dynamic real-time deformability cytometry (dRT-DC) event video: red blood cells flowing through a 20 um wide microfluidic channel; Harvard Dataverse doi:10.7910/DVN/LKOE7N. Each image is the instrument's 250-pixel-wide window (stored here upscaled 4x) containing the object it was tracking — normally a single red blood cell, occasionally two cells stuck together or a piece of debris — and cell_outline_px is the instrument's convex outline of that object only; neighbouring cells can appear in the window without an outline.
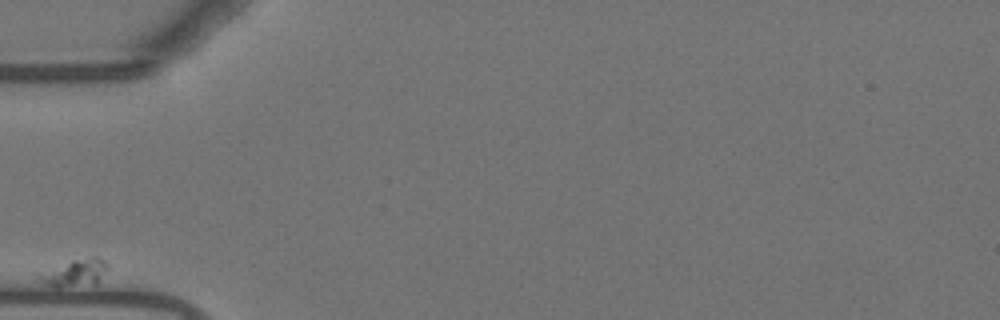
{"species": "Egyptian fruit bat (a non-hibernating species)", "species_latin": "Rousettus aegyptiacus", "temperature_condition": "warm", "stored_images_in_passage": 17, "camera_frame_rate_fps": 3000, "um_per_image_px": 0.085, "animal": {"sex": "female"}, "frame": {"image": 1, "passage_image": 1, "time_ms": 0.0, "image_size_px": [1000, 320], "cell_outline_px": [[108, 268], [96, 284], [56, 288], [40, 280], [36, 276], [72, 260], [88, 256], [96, 256], [104, 260], [108, 264]], "centroid_in_image_um": [6.45, 23.19], "position_along_channel_um": 78.5, "area_um2": 10.64}}
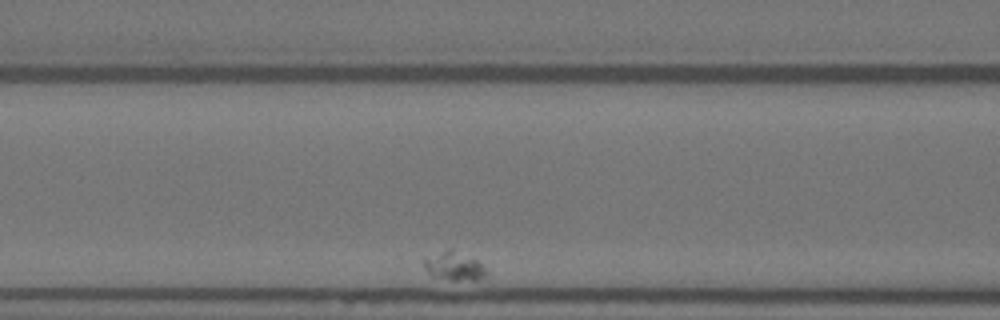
{"frame": {"image": 2, "passage_image": 8, "time_ms": 2.333, "image_size_px": [1000, 320], "cell_outline_px": [[484, 276], [476, 280], [452, 280], [432, 276], [424, 268], [424, 256], [448, 248], [452, 248], [476, 260], [484, 268]], "centroid_in_image_um": [38.51, 22.58], "position_along_channel_um": 128.1, "area_um2": 10.35}}